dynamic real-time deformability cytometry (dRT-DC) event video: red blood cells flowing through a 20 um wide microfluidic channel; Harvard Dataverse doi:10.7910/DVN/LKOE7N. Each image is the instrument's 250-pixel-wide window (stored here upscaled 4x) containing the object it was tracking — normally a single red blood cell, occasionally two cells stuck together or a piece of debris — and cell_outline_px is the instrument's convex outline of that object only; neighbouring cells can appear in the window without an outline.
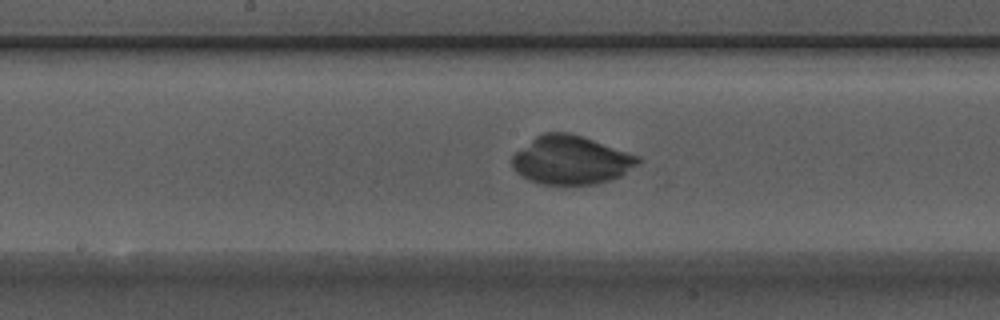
{"species": "Egyptian fruit bat (a non-hibernating species)", "species_latin": "Rousettus aegyptiacus", "temperature_condition": "warm", "stored_images_in_passage": 56, "camera_frame_rate_fps": 3000, "um_per_image_px": 0.085, "animal": {"sex": "male"}, "frame": {"image": 1, "passage_image": 29, "time_ms": 9.333, "image_size_px": [1000, 320], "cell_outline_px": [[644, 160], [620, 176], [612, 180], [596, 184], [540, 184], [528, 180], [516, 172], [512, 168], [512, 156], [516, 152], [536, 136], [544, 132], [568, 132], [640, 156]], "centroid_in_image_um": [48.54, 13.62], "position_along_channel_um": 199.7, "area_um2": 35.49}}
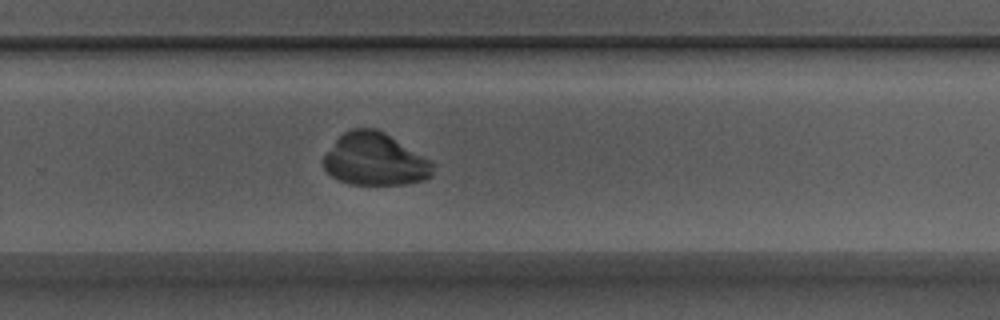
{"frame": {"image": 2, "passage_image": 37, "time_ms": 12.0, "image_size_px": [1000, 320], "cell_outline_px": [[432, 176], [424, 180], [404, 184], [352, 184], [336, 180], [324, 168], [324, 156], [336, 140], [344, 132], [352, 128], [376, 128], [384, 132], [432, 160]], "centroid_in_image_um": [31.88, 13.55], "position_along_channel_um": 297.9, "area_um2": 33.29}}
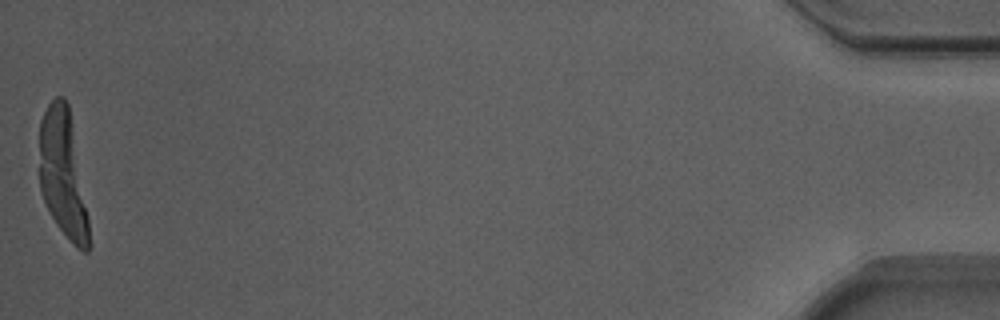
{"frame": {"image": 3, "passage_image": 56, "time_ms": 18.333, "image_size_px": [1000, 320], "cell_outline_px": [[88, 252], [84, 252], [76, 248], [72, 244], [56, 224], [48, 212], [40, 188], [40, 120], [48, 104], [56, 96], [64, 96], [68, 104], [88, 216]], "centroid_in_image_um": [5.32, 14.8], "position_along_channel_um": 429.9, "area_um2": 36.24}}